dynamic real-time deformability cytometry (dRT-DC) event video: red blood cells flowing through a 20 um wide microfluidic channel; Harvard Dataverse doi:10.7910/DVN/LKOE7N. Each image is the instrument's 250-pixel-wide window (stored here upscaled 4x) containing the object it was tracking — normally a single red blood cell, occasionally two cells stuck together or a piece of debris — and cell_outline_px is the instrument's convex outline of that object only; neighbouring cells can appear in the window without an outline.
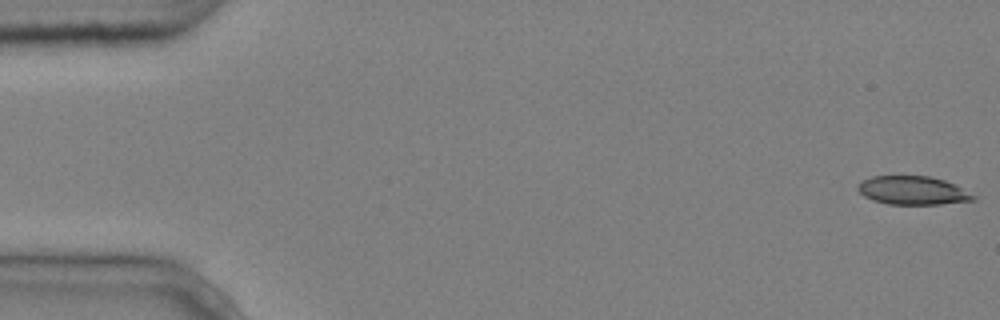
{"species": "common noctule bat (a hibernating species)", "species_latin": "Nyctalus noctula", "temperature_condition": "cold", "stored_images_in_passage": 6, "camera_frame_rate_fps": 3000, "um_per_image_px": 0.085, "animal": {"sex": "male", "body_mass_g": 20.4}, "frame": {"image": 1, "passage_image": 1, "time_ms": 0.0, "image_size_px": [1000, 320], "cell_outline_px": [[976, 200], [940, 204], [888, 204], [872, 200], [864, 196], [856, 188], [864, 180], [872, 176], [928, 176], [944, 180], [976, 196]], "centroid_in_image_um": [77.57, 16.19], "position_along_channel_um": 7.4, "area_um2": 18.9}}
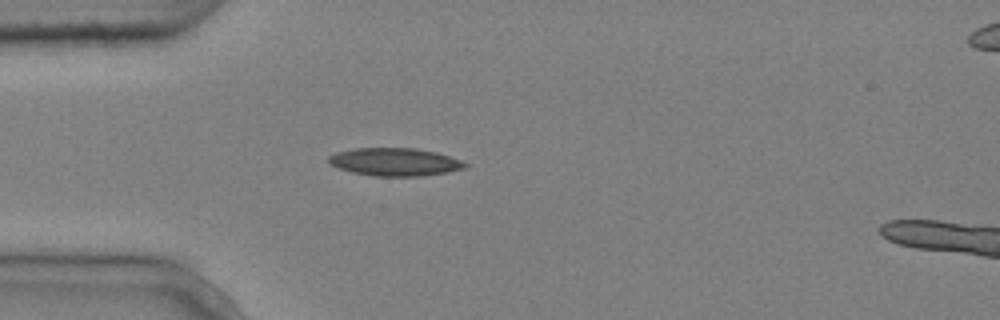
{"frame": {"image": 2, "passage_image": 5, "time_ms": 1.333, "image_size_px": [1000, 320], "cell_outline_px": [[468, 168], [448, 172], [420, 176], [372, 176], [352, 172], [328, 164], [328, 156], [336, 152], [352, 148], [416, 148], [436, 152], [460, 160], [468, 164]], "centroid_in_image_um": [33.55, 13.76], "position_along_channel_um": 51.4, "area_um2": 22.31}}